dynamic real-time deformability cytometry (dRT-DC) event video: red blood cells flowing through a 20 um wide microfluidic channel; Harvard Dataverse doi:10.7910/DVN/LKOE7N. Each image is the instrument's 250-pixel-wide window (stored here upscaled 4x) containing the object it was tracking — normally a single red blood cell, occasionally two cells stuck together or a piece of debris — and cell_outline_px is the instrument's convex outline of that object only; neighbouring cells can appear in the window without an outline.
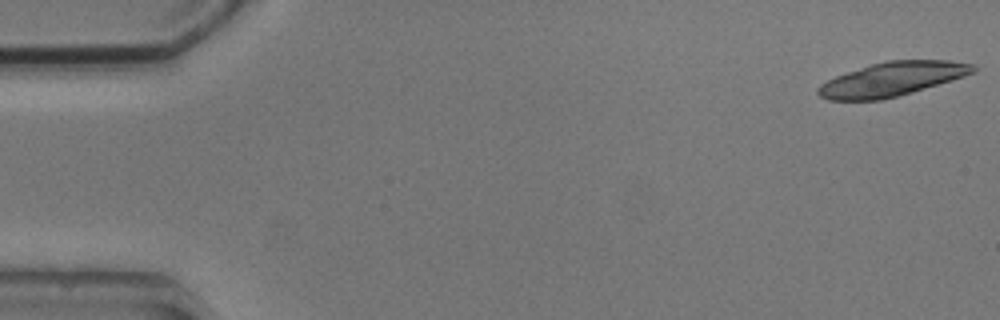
{"species": "common noctule bat (a hibernating species)", "species_latin": "Nyctalus noctula", "temperature_condition": "cold", "stored_images_in_passage": 5, "camera_frame_rate_fps": 3000, "um_per_image_px": 0.085, "animal": {"sex": "male", "body_mass_g": 20.5, "forearm_length_mm": 52.5}, "frame": {"image": 1, "passage_image": 1, "time_ms": 0.0, "image_size_px": [1000, 320], "cell_outline_px": [[976, 72], [952, 80], [912, 92], [880, 100], [828, 100], [820, 96], [816, 92], [816, 88], [820, 84], [836, 76], [872, 64], [888, 60], [948, 60], [976, 64]], "centroid_in_image_um": [75.84, 6.72], "position_along_channel_um": 9.2, "area_um2": 30.52}}